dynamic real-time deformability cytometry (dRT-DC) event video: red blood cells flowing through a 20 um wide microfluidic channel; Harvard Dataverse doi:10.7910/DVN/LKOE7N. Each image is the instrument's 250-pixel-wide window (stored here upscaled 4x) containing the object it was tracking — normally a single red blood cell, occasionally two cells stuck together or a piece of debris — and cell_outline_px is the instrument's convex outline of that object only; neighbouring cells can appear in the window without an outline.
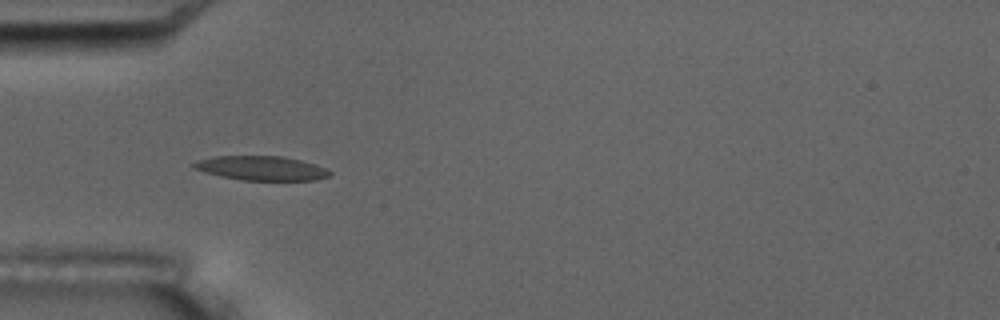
{"species": "common noctule bat (a hibernating species)", "species_latin": "Nyctalus noctula", "temperature_condition": "room temperature", "stored_images_in_passage": 3, "camera_frame_rate_fps": 3000, "um_per_image_px": 0.085, "animal": {"sex": "male", "body_mass_g": 17.5, "forearm_length_mm": 52.3}, "frame": {"image": 1, "passage_image": 2, "time_ms": 1.333, "image_size_px": [1000, 320], "cell_outline_px": [[332, 172], [328, 176], [316, 180], [240, 180], [220, 176], [204, 172], [192, 168], [192, 164], [196, 160], [216, 156], [280, 156], [300, 160], [324, 168]], "centroid_in_image_um": [22.15, 14.3], "position_along_channel_um": 62.9, "area_um2": 19.13}}